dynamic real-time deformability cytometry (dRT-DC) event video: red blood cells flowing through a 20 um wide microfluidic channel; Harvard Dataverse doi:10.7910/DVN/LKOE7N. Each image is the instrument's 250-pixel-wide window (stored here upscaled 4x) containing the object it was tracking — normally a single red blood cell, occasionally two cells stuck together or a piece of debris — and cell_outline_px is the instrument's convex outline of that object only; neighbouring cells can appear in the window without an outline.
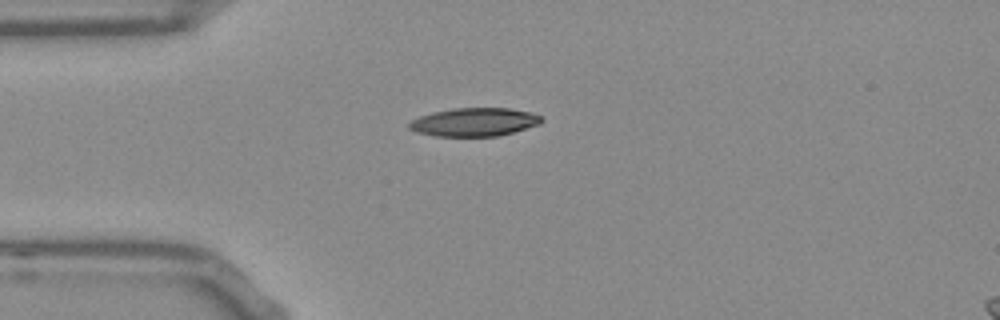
{"species": "Egyptian fruit bat (a non-hibernating species)", "species_latin": "Rousettus aegyptiacus", "temperature_condition": "room temperature", "stored_images_in_passage": 41, "camera_frame_rate_fps": 3000, "um_per_image_px": 0.085, "frame": {"image": 1, "passage_image": 1, "time_ms": 0.0, "image_size_px": [1000, 320], "cell_outline_px": [[544, 120], [540, 124], [500, 136], [436, 136], [416, 132], [408, 128], [408, 124], [412, 120], [420, 116], [432, 112], [452, 108], [512, 108], [532, 112], [540, 116]], "centroid_in_image_um": [40.33, 10.37], "position_along_channel_um": 44.7, "area_um2": 22.02}}
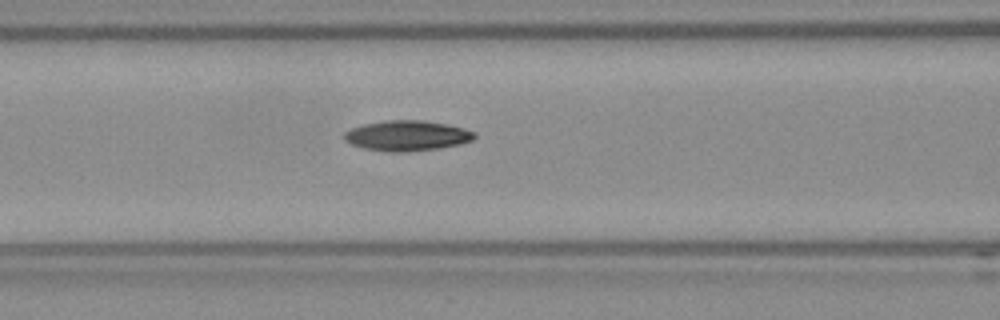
{"frame": {"image": 2, "passage_image": 9, "time_ms": 2.667, "image_size_px": [1000, 320], "cell_outline_px": [[476, 136], [472, 140], [460, 144], [436, 148], [400, 152], [388, 152], [364, 148], [352, 144], [344, 140], [344, 132], [360, 124], [384, 120], [424, 120], [448, 124], [464, 128], [476, 132]], "centroid_in_image_um": [34.58, 11.51], "position_along_channel_um": 132.0, "area_um2": 23.06}}
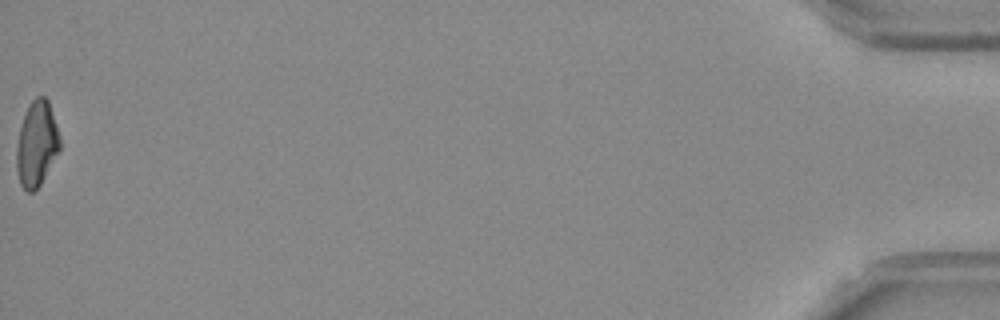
{"frame": {"image": 3, "passage_image": 41, "time_ms": 13.333, "image_size_px": [1000, 320], "cell_outline_px": [[60, 152], [40, 184], [32, 192], [28, 192], [20, 184], [16, 168], [16, 148], [20, 128], [28, 104], [36, 96], [44, 96], [48, 100], [60, 136]], "centroid_in_image_um": [3.12, 12.22], "position_along_channel_um": 432.1, "area_um2": 21.56}}